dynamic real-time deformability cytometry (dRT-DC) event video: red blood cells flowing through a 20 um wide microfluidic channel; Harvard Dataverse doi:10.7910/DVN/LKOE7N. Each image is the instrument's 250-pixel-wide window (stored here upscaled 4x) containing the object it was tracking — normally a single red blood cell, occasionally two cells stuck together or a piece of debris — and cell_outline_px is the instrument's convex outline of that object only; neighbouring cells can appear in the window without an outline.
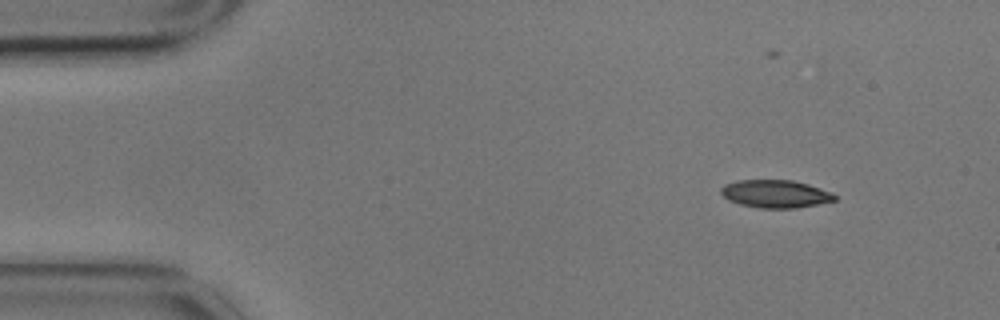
{"species": "common noctule bat (a hibernating species)", "species_latin": "Nyctalus noctula", "temperature_condition": "cold", "stored_images_in_passage": 10, "camera_frame_rate_fps": 3000, "um_per_image_px": 0.085, "animal": {"sex": "male", "body_mass_g": 17.9}, "frame": {"image": 1, "passage_image": 1, "time_ms": 0.0, "image_size_px": [1000, 320], "cell_outline_px": [[836, 200], [796, 208], [760, 208], [740, 204], [728, 200], [720, 192], [720, 188], [724, 184], [736, 180], [792, 180], [808, 184], [832, 192], [836, 196]], "centroid_in_image_um": [65.89, 16.47], "position_along_channel_um": 19.1, "area_um2": 18.44}}
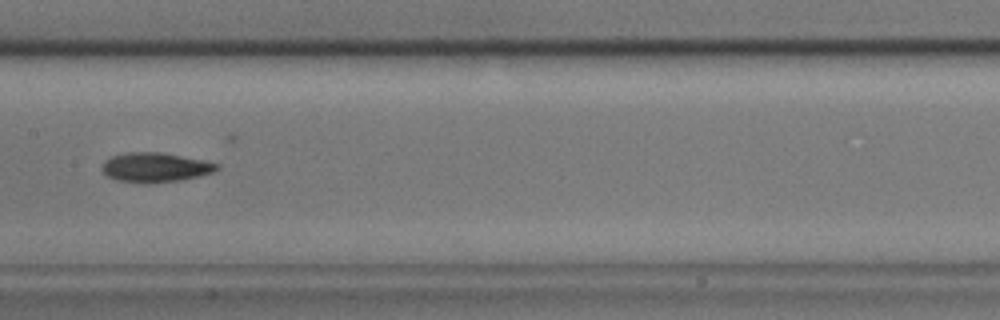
{"frame": {"image": 2, "passage_image": 7, "time_ms": 2.0, "image_size_px": [1000, 320], "cell_outline_px": [[220, 168], [212, 172], [200, 176], [180, 180], [144, 184], [116, 180], [108, 176], [100, 168], [104, 160], [112, 156], [128, 152], [160, 152], [204, 160], [220, 164]], "centroid_in_image_um": [13.19, 14.23], "position_along_channel_um": 194.2, "area_um2": 19.88}}
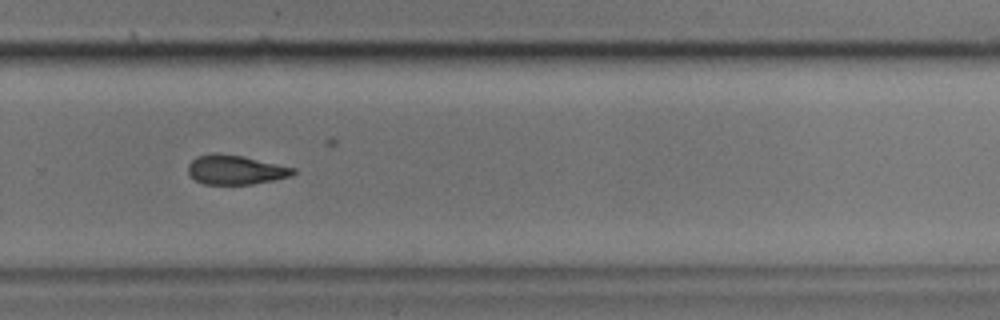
{"frame": {"image": 3, "passage_image": 10, "time_ms": 3.0, "image_size_px": [1000, 320], "cell_outline_px": [[296, 172], [292, 176], [252, 184], [204, 184], [196, 180], [188, 172], [188, 164], [196, 156], [212, 152], [216, 152], [244, 156], [296, 168]], "centroid_in_image_um": [20.02, 14.41], "position_along_channel_um": 309.8, "area_um2": 18.09}}